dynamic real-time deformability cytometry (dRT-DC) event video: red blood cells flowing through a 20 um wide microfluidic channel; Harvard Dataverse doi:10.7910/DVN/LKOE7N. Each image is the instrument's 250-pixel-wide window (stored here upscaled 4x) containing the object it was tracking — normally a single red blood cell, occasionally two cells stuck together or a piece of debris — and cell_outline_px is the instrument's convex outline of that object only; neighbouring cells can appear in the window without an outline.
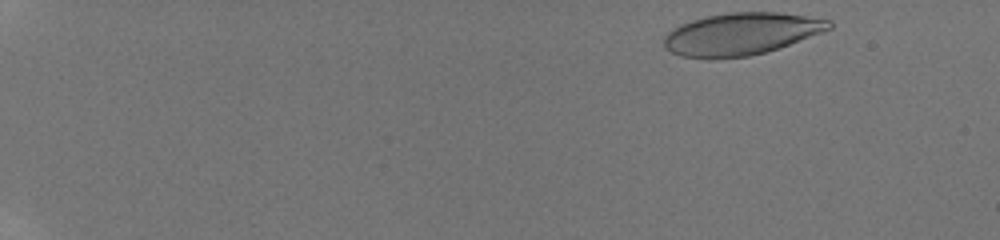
{"species": "human", "species_latin": "Homo sapiens", "temperature_condition": "room temperature", "stored_images_in_passage": 49, "camera_frame_rate_fps": 3000, "um_per_image_px": 0.085, "donor": {"sex": "male"}, "frame": {"image": 1, "passage_image": 3, "time_ms": 0.333, "image_size_px": [1000, 240], "cell_outline_px": [[832, 28], [824, 32], [764, 52], [748, 56], [680, 56], [664, 48], [664, 36], [672, 28], [680, 24], [692, 20], [708, 16], [728, 12], [776, 12], [832, 20]], "centroid_in_image_um": [63.01, 2.85], "position_along_channel_um": 22.0, "area_um2": 39.71}}
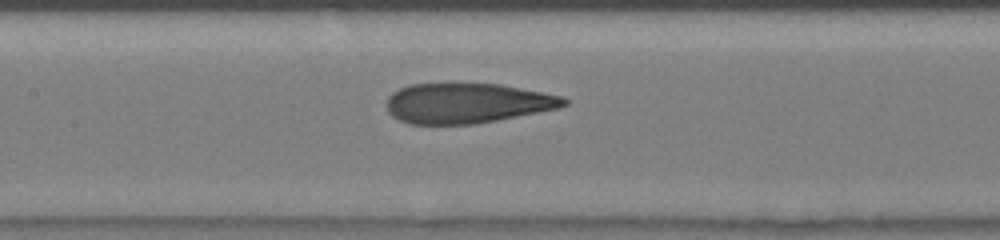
{"frame": {"image": 2, "passage_image": 24, "time_ms": 8.0, "image_size_px": [1000, 240], "cell_outline_px": [[568, 104], [560, 108], [476, 124], [408, 124], [392, 116], [388, 112], [384, 104], [388, 96], [392, 92], [408, 84], [500, 84], [564, 96], [568, 100]], "centroid_in_image_um": [39.69, 8.77], "position_along_channel_um": 167.7, "area_um2": 41.67}}
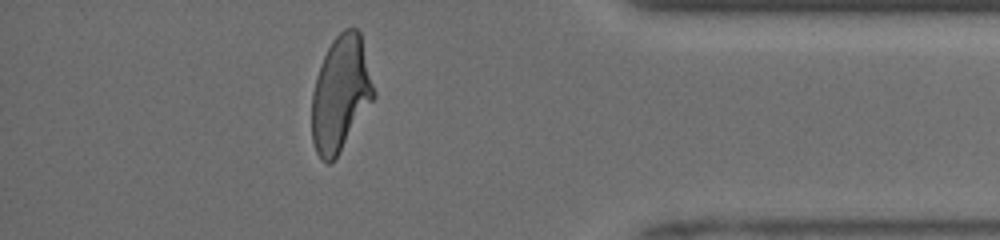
{"frame": {"image": 3, "passage_image": 43, "time_ms": 14.333, "image_size_px": [1000, 240], "cell_outline_px": [[376, 96], [336, 156], [328, 164], [320, 160], [316, 152], [312, 140], [312, 92], [316, 76], [324, 56], [332, 40], [344, 28], [356, 28], [360, 32], [376, 92]], "centroid_in_image_um": [28.95, 7.94], "position_along_channel_um": 406.3, "area_um2": 41.33}, "authors_computed_cell_mechanics": {"area_um2": 41.9628, "velocity_mm_per_s": 4.0975, "shape_relaxation_time_tau1_ms": 5.8052, "shape_relaxation_time_tau2_ms": 0.9194, "deformation_change_tau1": 0.226, "deformation_change_tau2": 0.0808}}